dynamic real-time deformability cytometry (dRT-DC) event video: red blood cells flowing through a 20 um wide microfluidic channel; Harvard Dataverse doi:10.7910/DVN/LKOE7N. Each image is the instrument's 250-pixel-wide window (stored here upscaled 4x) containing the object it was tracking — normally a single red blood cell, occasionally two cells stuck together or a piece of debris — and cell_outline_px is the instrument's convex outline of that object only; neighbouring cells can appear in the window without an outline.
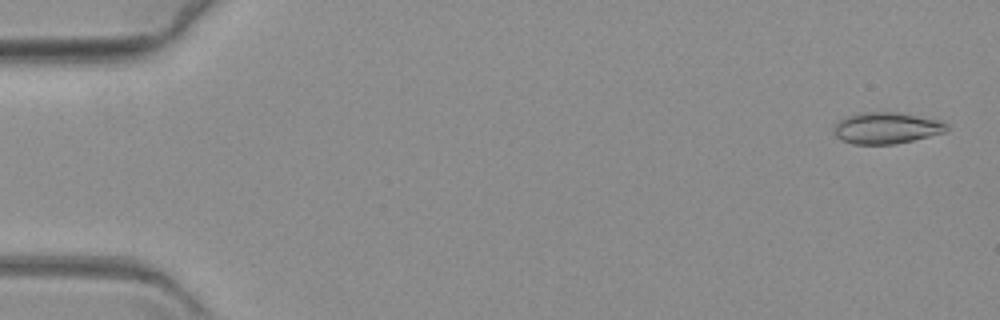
{"species": "common noctule bat (a hibernating species)", "species_latin": "Nyctalus noctula", "temperature_condition": "warm", "stored_images_in_passage": 62, "camera_frame_rate_fps": 3000, "um_per_image_px": 0.085, "animal": {"sex": "female", "body_mass_g": 19.3, "forearm_length_mm": 54.1}, "frame": {"image": 1, "passage_image": 2, "time_ms": 0.333, "image_size_px": [1000, 320], "cell_outline_px": [[948, 132], [896, 144], [852, 144], [840, 140], [836, 136], [836, 124], [840, 120], [856, 112], [896, 112], [940, 120], [948, 124]], "centroid_in_image_um": [75.39, 10.88], "position_along_channel_um": 9.6, "area_um2": 20.69}}
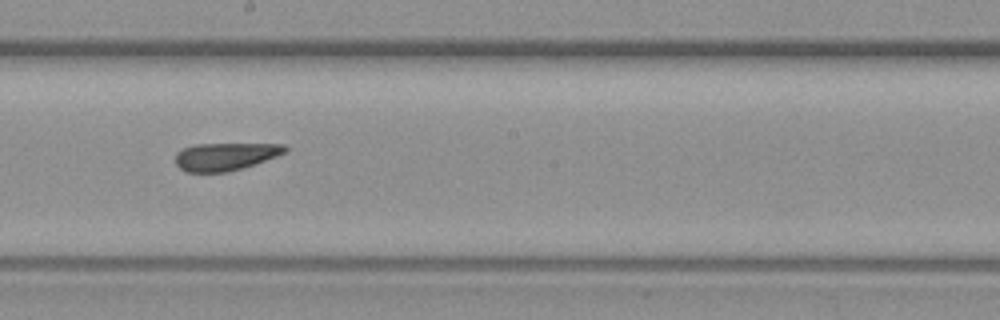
{"frame": {"image": 2, "passage_image": 35, "time_ms": 11.333, "image_size_px": [1000, 320], "cell_outline_px": [[288, 152], [228, 172], [184, 172], [176, 164], [176, 152], [192, 144], [284, 144], [288, 148]], "centroid_in_image_um": [19.12, 13.29], "position_along_channel_um": 229.1, "area_um2": 17.57}}
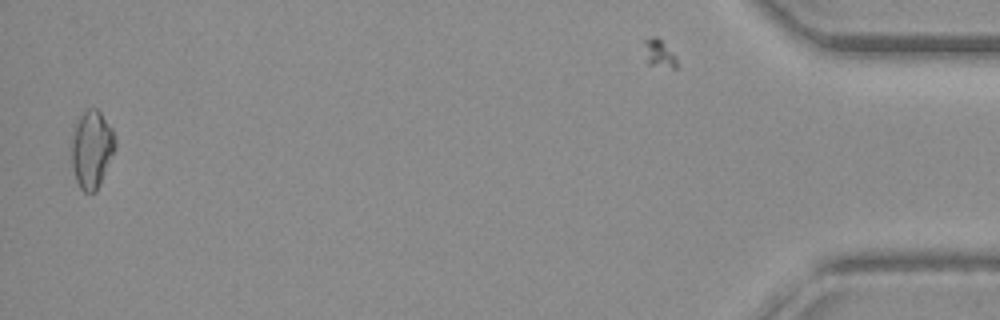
{"frame": {"image": 3, "passage_image": 61, "time_ms": 20.0, "image_size_px": [1000, 320], "cell_outline_px": [[116, 148], [100, 184], [96, 192], [84, 192], [80, 188], [76, 180], [72, 168], [72, 136], [80, 112], [88, 108], [96, 108], [100, 112], [112, 128], [116, 140]], "centroid_in_image_um": [7.8, 12.67], "position_along_channel_um": 427.4, "area_um2": 19.88}}